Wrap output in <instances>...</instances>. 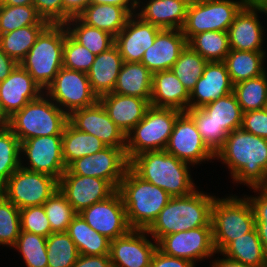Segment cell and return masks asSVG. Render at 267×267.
I'll use <instances>...</instances> for the list:
<instances>
[{"mask_svg": "<svg viewBox=\"0 0 267 267\" xmlns=\"http://www.w3.org/2000/svg\"><path fill=\"white\" fill-rule=\"evenodd\" d=\"M215 158L227 165L235 183L267 186V139L238 128L229 133Z\"/></svg>", "mask_w": 267, "mask_h": 267, "instance_id": "cell-1", "label": "cell"}, {"mask_svg": "<svg viewBox=\"0 0 267 267\" xmlns=\"http://www.w3.org/2000/svg\"><path fill=\"white\" fill-rule=\"evenodd\" d=\"M190 166L165 150L141 153L129 164L139 177L165 190L171 197L187 196L197 189L188 170Z\"/></svg>", "mask_w": 267, "mask_h": 267, "instance_id": "cell-2", "label": "cell"}, {"mask_svg": "<svg viewBox=\"0 0 267 267\" xmlns=\"http://www.w3.org/2000/svg\"><path fill=\"white\" fill-rule=\"evenodd\" d=\"M216 196L196 189L183 197H171L146 230L158 242L163 236L211 225V209Z\"/></svg>", "mask_w": 267, "mask_h": 267, "instance_id": "cell-3", "label": "cell"}, {"mask_svg": "<svg viewBox=\"0 0 267 267\" xmlns=\"http://www.w3.org/2000/svg\"><path fill=\"white\" fill-rule=\"evenodd\" d=\"M117 191L122 197L129 226L137 230H147L171 198L165 190L143 180L130 167Z\"/></svg>", "mask_w": 267, "mask_h": 267, "instance_id": "cell-4", "label": "cell"}, {"mask_svg": "<svg viewBox=\"0 0 267 267\" xmlns=\"http://www.w3.org/2000/svg\"><path fill=\"white\" fill-rule=\"evenodd\" d=\"M67 123L68 114L43 93L8 118L6 126L23 142L40 136L63 135Z\"/></svg>", "mask_w": 267, "mask_h": 267, "instance_id": "cell-5", "label": "cell"}, {"mask_svg": "<svg viewBox=\"0 0 267 267\" xmlns=\"http://www.w3.org/2000/svg\"><path fill=\"white\" fill-rule=\"evenodd\" d=\"M67 32L64 24H49L19 63L43 91H46L63 67V48Z\"/></svg>", "mask_w": 267, "mask_h": 267, "instance_id": "cell-6", "label": "cell"}, {"mask_svg": "<svg viewBox=\"0 0 267 267\" xmlns=\"http://www.w3.org/2000/svg\"><path fill=\"white\" fill-rule=\"evenodd\" d=\"M226 198L215 197L211 209L213 244L221 253L233 240L256 228L254 213L248 198L235 194Z\"/></svg>", "mask_w": 267, "mask_h": 267, "instance_id": "cell-7", "label": "cell"}, {"mask_svg": "<svg viewBox=\"0 0 267 267\" xmlns=\"http://www.w3.org/2000/svg\"><path fill=\"white\" fill-rule=\"evenodd\" d=\"M182 111L175 108L150 107L144 118L126 135V156L129 162L148 151L165 150L174 123Z\"/></svg>", "mask_w": 267, "mask_h": 267, "instance_id": "cell-8", "label": "cell"}, {"mask_svg": "<svg viewBox=\"0 0 267 267\" xmlns=\"http://www.w3.org/2000/svg\"><path fill=\"white\" fill-rule=\"evenodd\" d=\"M58 189V179L20 166L0 187V193L20 210L43 205Z\"/></svg>", "mask_w": 267, "mask_h": 267, "instance_id": "cell-9", "label": "cell"}, {"mask_svg": "<svg viewBox=\"0 0 267 267\" xmlns=\"http://www.w3.org/2000/svg\"><path fill=\"white\" fill-rule=\"evenodd\" d=\"M251 0H205L188 6L182 30L188 42L194 35L206 31H228L235 16Z\"/></svg>", "mask_w": 267, "mask_h": 267, "instance_id": "cell-10", "label": "cell"}, {"mask_svg": "<svg viewBox=\"0 0 267 267\" xmlns=\"http://www.w3.org/2000/svg\"><path fill=\"white\" fill-rule=\"evenodd\" d=\"M44 92L68 115L80 108L94 105L98 96L92 91L88 75L62 67Z\"/></svg>", "mask_w": 267, "mask_h": 267, "instance_id": "cell-11", "label": "cell"}, {"mask_svg": "<svg viewBox=\"0 0 267 267\" xmlns=\"http://www.w3.org/2000/svg\"><path fill=\"white\" fill-rule=\"evenodd\" d=\"M129 164L125 149L107 146L95 154L76 159L67 167L63 175L101 178L118 189Z\"/></svg>", "mask_w": 267, "mask_h": 267, "instance_id": "cell-12", "label": "cell"}, {"mask_svg": "<svg viewBox=\"0 0 267 267\" xmlns=\"http://www.w3.org/2000/svg\"><path fill=\"white\" fill-rule=\"evenodd\" d=\"M157 248L166 255L184 258L195 264L216 254L212 226H201L163 236Z\"/></svg>", "mask_w": 267, "mask_h": 267, "instance_id": "cell-13", "label": "cell"}, {"mask_svg": "<svg viewBox=\"0 0 267 267\" xmlns=\"http://www.w3.org/2000/svg\"><path fill=\"white\" fill-rule=\"evenodd\" d=\"M165 151L192 166L215 160V154L202 140L194 120L186 112L177 117Z\"/></svg>", "mask_w": 267, "mask_h": 267, "instance_id": "cell-14", "label": "cell"}, {"mask_svg": "<svg viewBox=\"0 0 267 267\" xmlns=\"http://www.w3.org/2000/svg\"><path fill=\"white\" fill-rule=\"evenodd\" d=\"M28 160L21 167L60 179L67 167L62 156V135L40 136L21 142V155ZM26 165V166H24Z\"/></svg>", "mask_w": 267, "mask_h": 267, "instance_id": "cell-15", "label": "cell"}, {"mask_svg": "<svg viewBox=\"0 0 267 267\" xmlns=\"http://www.w3.org/2000/svg\"><path fill=\"white\" fill-rule=\"evenodd\" d=\"M79 214L91 228L111 241L131 230L123 200L118 191L106 200L83 209Z\"/></svg>", "mask_w": 267, "mask_h": 267, "instance_id": "cell-16", "label": "cell"}, {"mask_svg": "<svg viewBox=\"0 0 267 267\" xmlns=\"http://www.w3.org/2000/svg\"><path fill=\"white\" fill-rule=\"evenodd\" d=\"M68 122L79 131L96 136L107 146L126 148V135L110 119L99 100L94 105L72 111Z\"/></svg>", "mask_w": 267, "mask_h": 267, "instance_id": "cell-17", "label": "cell"}, {"mask_svg": "<svg viewBox=\"0 0 267 267\" xmlns=\"http://www.w3.org/2000/svg\"><path fill=\"white\" fill-rule=\"evenodd\" d=\"M258 13L267 15V10L253 0L248 1L237 13L228 29L230 49L265 51L264 27L259 21Z\"/></svg>", "mask_w": 267, "mask_h": 267, "instance_id": "cell-18", "label": "cell"}, {"mask_svg": "<svg viewBox=\"0 0 267 267\" xmlns=\"http://www.w3.org/2000/svg\"><path fill=\"white\" fill-rule=\"evenodd\" d=\"M146 230L131 229L127 234L111 241L109 256L113 267H150L157 249Z\"/></svg>", "mask_w": 267, "mask_h": 267, "instance_id": "cell-19", "label": "cell"}, {"mask_svg": "<svg viewBox=\"0 0 267 267\" xmlns=\"http://www.w3.org/2000/svg\"><path fill=\"white\" fill-rule=\"evenodd\" d=\"M59 190L77 213L112 196L117 189L107 180L79 175H62Z\"/></svg>", "mask_w": 267, "mask_h": 267, "instance_id": "cell-20", "label": "cell"}, {"mask_svg": "<svg viewBox=\"0 0 267 267\" xmlns=\"http://www.w3.org/2000/svg\"><path fill=\"white\" fill-rule=\"evenodd\" d=\"M44 91L32 76L20 65L0 82V106L4 115L10 118L20 111L29 101L39 98Z\"/></svg>", "mask_w": 267, "mask_h": 267, "instance_id": "cell-21", "label": "cell"}, {"mask_svg": "<svg viewBox=\"0 0 267 267\" xmlns=\"http://www.w3.org/2000/svg\"><path fill=\"white\" fill-rule=\"evenodd\" d=\"M160 27L143 21L133 14L125 27L115 36L123 62H141L144 52L153 45Z\"/></svg>", "mask_w": 267, "mask_h": 267, "instance_id": "cell-22", "label": "cell"}, {"mask_svg": "<svg viewBox=\"0 0 267 267\" xmlns=\"http://www.w3.org/2000/svg\"><path fill=\"white\" fill-rule=\"evenodd\" d=\"M233 86L224 61L208 62L203 74L190 92L189 109L202 108L232 93Z\"/></svg>", "mask_w": 267, "mask_h": 267, "instance_id": "cell-23", "label": "cell"}, {"mask_svg": "<svg viewBox=\"0 0 267 267\" xmlns=\"http://www.w3.org/2000/svg\"><path fill=\"white\" fill-rule=\"evenodd\" d=\"M186 45L187 41L181 29H161L153 45L144 52L141 63L152 74L169 70Z\"/></svg>", "mask_w": 267, "mask_h": 267, "instance_id": "cell-24", "label": "cell"}, {"mask_svg": "<svg viewBox=\"0 0 267 267\" xmlns=\"http://www.w3.org/2000/svg\"><path fill=\"white\" fill-rule=\"evenodd\" d=\"M100 103L110 119L127 135L145 116L151 107L146 99L116 94L114 92L99 97Z\"/></svg>", "mask_w": 267, "mask_h": 267, "instance_id": "cell-25", "label": "cell"}, {"mask_svg": "<svg viewBox=\"0 0 267 267\" xmlns=\"http://www.w3.org/2000/svg\"><path fill=\"white\" fill-rule=\"evenodd\" d=\"M190 93L171 69L153 73L150 105L156 108L189 109Z\"/></svg>", "mask_w": 267, "mask_h": 267, "instance_id": "cell-26", "label": "cell"}, {"mask_svg": "<svg viewBox=\"0 0 267 267\" xmlns=\"http://www.w3.org/2000/svg\"><path fill=\"white\" fill-rule=\"evenodd\" d=\"M137 0V12L143 21L161 29H182L186 20L188 6L180 0ZM142 4V8L141 5ZM140 7V8H139Z\"/></svg>", "mask_w": 267, "mask_h": 267, "instance_id": "cell-27", "label": "cell"}, {"mask_svg": "<svg viewBox=\"0 0 267 267\" xmlns=\"http://www.w3.org/2000/svg\"><path fill=\"white\" fill-rule=\"evenodd\" d=\"M122 64V56L115 44L108 50L95 56V60L87 75L91 89L98 98L113 92Z\"/></svg>", "mask_w": 267, "mask_h": 267, "instance_id": "cell-28", "label": "cell"}, {"mask_svg": "<svg viewBox=\"0 0 267 267\" xmlns=\"http://www.w3.org/2000/svg\"><path fill=\"white\" fill-rule=\"evenodd\" d=\"M153 74L141 62H123L113 92L150 102Z\"/></svg>", "mask_w": 267, "mask_h": 267, "instance_id": "cell-29", "label": "cell"}, {"mask_svg": "<svg viewBox=\"0 0 267 267\" xmlns=\"http://www.w3.org/2000/svg\"><path fill=\"white\" fill-rule=\"evenodd\" d=\"M130 16L118 5L90 4L77 17L88 26L104 30L115 37L125 27Z\"/></svg>", "mask_w": 267, "mask_h": 267, "instance_id": "cell-30", "label": "cell"}, {"mask_svg": "<svg viewBox=\"0 0 267 267\" xmlns=\"http://www.w3.org/2000/svg\"><path fill=\"white\" fill-rule=\"evenodd\" d=\"M265 59L266 51H239L231 49L224 63L233 85L264 74L266 72L263 65Z\"/></svg>", "mask_w": 267, "mask_h": 267, "instance_id": "cell-31", "label": "cell"}, {"mask_svg": "<svg viewBox=\"0 0 267 267\" xmlns=\"http://www.w3.org/2000/svg\"><path fill=\"white\" fill-rule=\"evenodd\" d=\"M66 233L80 255L109 254L111 240L91 228L79 213L69 224Z\"/></svg>", "mask_w": 267, "mask_h": 267, "instance_id": "cell-32", "label": "cell"}, {"mask_svg": "<svg viewBox=\"0 0 267 267\" xmlns=\"http://www.w3.org/2000/svg\"><path fill=\"white\" fill-rule=\"evenodd\" d=\"M106 147L96 136L77 130L69 122L66 124L62 135V156L66 167L76 159L95 154Z\"/></svg>", "mask_w": 267, "mask_h": 267, "instance_id": "cell-33", "label": "cell"}, {"mask_svg": "<svg viewBox=\"0 0 267 267\" xmlns=\"http://www.w3.org/2000/svg\"><path fill=\"white\" fill-rule=\"evenodd\" d=\"M220 254L249 266H267V256L256 228L233 240Z\"/></svg>", "mask_w": 267, "mask_h": 267, "instance_id": "cell-34", "label": "cell"}, {"mask_svg": "<svg viewBox=\"0 0 267 267\" xmlns=\"http://www.w3.org/2000/svg\"><path fill=\"white\" fill-rule=\"evenodd\" d=\"M64 25L68 33L94 55H99L108 50L115 43L113 35L104 30L88 26L78 17L70 18Z\"/></svg>", "mask_w": 267, "mask_h": 267, "instance_id": "cell-35", "label": "cell"}, {"mask_svg": "<svg viewBox=\"0 0 267 267\" xmlns=\"http://www.w3.org/2000/svg\"><path fill=\"white\" fill-rule=\"evenodd\" d=\"M48 25H29L0 35L2 50L16 63H20L31 47L35 44L40 33Z\"/></svg>", "mask_w": 267, "mask_h": 267, "instance_id": "cell-36", "label": "cell"}, {"mask_svg": "<svg viewBox=\"0 0 267 267\" xmlns=\"http://www.w3.org/2000/svg\"><path fill=\"white\" fill-rule=\"evenodd\" d=\"M187 44L208 62L224 61L230 52L228 31H206L194 35Z\"/></svg>", "mask_w": 267, "mask_h": 267, "instance_id": "cell-37", "label": "cell"}, {"mask_svg": "<svg viewBox=\"0 0 267 267\" xmlns=\"http://www.w3.org/2000/svg\"><path fill=\"white\" fill-rule=\"evenodd\" d=\"M233 94L243 113L267 108V71L259 77L235 84Z\"/></svg>", "mask_w": 267, "mask_h": 267, "instance_id": "cell-38", "label": "cell"}, {"mask_svg": "<svg viewBox=\"0 0 267 267\" xmlns=\"http://www.w3.org/2000/svg\"><path fill=\"white\" fill-rule=\"evenodd\" d=\"M201 109L229 133L242 127L243 111L233 92L218 98Z\"/></svg>", "mask_w": 267, "mask_h": 267, "instance_id": "cell-39", "label": "cell"}, {"mask_svg": "<svg viewBox=\"0 0 267 267\" xmlns=\"http://www.w3.org/2000/svg\"><path fill=\"white\" fill-rule=\"evenodd\" d=\"M34 5H0V35L29 25H49Z\"/></svg>", "mask_w": 267, "mask_h": 267, "instance_id": "cell-40", "label": "cell"}, {"mask_svg": "<svg viewBox=\"0 0 267 267\" xmlns=\"http://www.w3.org/2000/svg\"><path fill=\"white\" fill-rule=\"evenodd\" d=\"M21 142L5 125L0 126V187L23 164Z\"/></svg>", "mask_w": 267, "mask_h": 267, "instance_id": "cell-41", "label": "cell"}, {"mask_svg": "<svg viewBox=\"0 0 267 267\" xmlns=\"http://www.w3.org/2000/svg\"><path fill=\"white\" fill-rule=\"evenodd\" d=\"M207 63V60L187 44L171 70L190 93L203 74Z\"/></svg>", "mask_w": 267, "mask_h": 267, "instance_id": "cell-42", "label": "cell"}, {"mask_svg": "<svg viewBox=\"0 0 267 267\" xmlns=\"http://www.w3.org/2000/svg\"><path fill=\"white\" fill-rule=\"evenodd\" d=\"M46 248L48 267H72L80 255L66 232L51 233L47 237Z\"/></svg>", "mask_w": 267, "mask_h": 267, "instance_id": "cell-43", "label": "cell"}, {"mask_svg": "<svg viewBox=\"0 0 267 267\" xmlns=\"http://www.w3.org/2000/svg\"><path fill=\"white\" fill-rule=\"evenodd\" d=\"M46 241V237L21 231L13 248L22 254L27 267H48Z\"/></svg>", "mask_w": 267, "mask_h": 267, "instance_id": "cell-44", "label": "cell"}, {"mask_svg": "<svg viewBox=\"0 0 267 267\" xmlns=\"http://www.w3.org/2000/svg\"><path fill=\"white\" fill-rule=\"evenodd\" d=\"M186 113L194 120L197 130L207 147L216 154L223 146L229 132L214 122L201 108L188 109Z\"/></svg>", "mask_w": 267, "mask_h": 267, "instance_id": "cell-45", "label": "cell"}, {"mask_svg": "<svg viewBox=\"0 0 267 267\" xmlns=\"http://www.w3.org/2000/svg\"><path fill=\"white\" fill-rule=\"evenodd\" d=\"M43 207L53 233L66 232L78 214L59 189L43 204Z\"/></svg>", "mask_w": 267, "mask_h": 267, "instance_id": "cell-46", "label": "cell"}, {"mask_svg": "<svg viewBox=\"0 0 267 267\" xmlns=\"http://www.w3.org/2000/svg\"><path fill=\"white\" fill-rule=\"evenodd\" d=\"M20 232V210L0 193V245L13 247Z\"/></svg>", "mask_w": 267, "mask_h": 267, "instance_id": "cell-47", "label": "cell"}, {"mask_svg": "<svg viewBox=\"0 0 267 267\" xmlns=\"http://www.w3.org/2000/svg\"><path fill=\"white\" fill-rule=\"evenodd\" d=\"M95 56L78 43L68 32L66 33L63 48L64 68L87 73L91 69Z\"/></svg>", "mask_w": 267, "mask_h": 267, "instance_id": "cell-48", "label": "cell"}, {"mask_svg": "<svg viewBox=\"0 0 267 267\" xmlns=\"http://www.w3.org/2000/svg\"><path fill=\"white\" fill-rule=\"evenodd\" d=\"M20 219L21 231H27L46 238L53 233L43 205L20 209Z\"/></svg>", "mask_w": 267, "mask_h": 267, "instance_id": "cell-49", "label": "cell"}, {"mask_svg": "<svg viewBox=\"0 0 267 267\" xmlns=\"http://www.w3.org/2000/svg\"><path fill=\"white\" fill-rule=\"evenodd\" d=\"M242 128L251 134L267 139V108L243 113Z\"/></svg>", "mask_w": 267, "mask_h": 267, "instance_id": "cell-50", "label": "cell"}, {"mask_svg": "<svg viewBox=\"0 0 267 267\" xmlns=\"http://www.w3.org/2000/svg\"><path fill=\"white\" fill-rule=\"evenodd\" d=\"M38 14L50 24H63L62 0H33Z\"/></svg>", "mask_w": 267, "mask_h": 267, "instance_id": "cell-51", "label": "cell"}, {"mask_svg": "<svg viewBox=\"0 0 267 267\" xmlns=\"http://www.w3.org/2000/svg\"><path fill=\"white\" fill-rule=\"evenodd\" d=\"M257 196L245 195L252 207L256 224H267V186L253 187Z\"/></svg>", "mask_w": 267, "mask_h": 267, "instance_id": "cell-52", "label": "cell"}, {"mask_svg": "<svg viewBox=\"0 0 267 267\" xmlns=\"http://www.w3.org/2000/svg\"><path fill=\"white\" fill-rule=\"evenodd\" d=\"M150 267H196L190 260L169 256L158 248L153 254Z\"/></svg>", "mask_w": 267, "mask_h": 267, "instance_id": "cell-53", "label": "cell"}, {"mask_svg": "<svg viewBox=\"0 0 267 267\" xmlns=\"http://www.w3.org/2000/svg\"><path fill=\"white\" fill-rule=\"evenodd\" d=\"M72 267H113L109 254L79 255Z\"/></svg>", "mask_w": 267, "mask_h": 267, "instance_id": "cell-54", "label": "cell"}, {"mask_svg": "<svg viewBox=\"0 0 267 267\" xmlns=\"http://www.w3.org/2000/svg\"><path fill=\"white\" fill-rule=\"evenodd\" d=\"M63 3V24L70 18L77 17L86 7L91 4V0H62Z\"/></svg>", "mask_w": 267, "mask_h": 267, "instance_id": "cell-55", "label": "cell"}, {"mask_svg": "<svg viewBox=\"0 0 267 267\" xmlns=\"http://www.w3.org/2000/svg\"><path fill=\"white\" fill-rule=\"evenodd\" d=\"M17 64L0 46V82L4 81L10 75Z\"/></svg>", "mask_w": 267, "mask_h": 267, "instance_id": "cell-56", "label": "cell"}, {"mask_svg": "<svg viewBox=\"0 0 267 267\" xmlns=\"http://www.w3.org/2000/svg\"><path fill=\"white\" fill-rule=\"evenodd\" d=\"M91 4H110L123 7L130 15L137 12V0H91Z\"/></svg>", "mask_w": 267, "mask_h": 267, "instance_id": "cell-57", "label": "cell"}, {"mask_svg": "<svg viewBox=\"0 0 267 267\" xmlns=\"http://www.w3.org/2000/svg\"><path fill=\"white\" fill-rule=\"evenodd\" d=\"M223 257L224 258H222V259L217 257V259L215 258L214 261L212 260L211 267H253V266H249V265H246L244 263H241V262L231 260L225 256H223Z\"/></svg>", "mask_w": 267, "mask_h": 267, "instance_id": "cell-58", "label": "cell"}, {"mask_svg": "<svg viewBox=\"0 0 267 267\" xmlns=\"http://www.w3.org/2000/svg\"><path fill=\"white\" fill-rule=\"evenodd\" d=\"M256 229L262 243L264 252L267 256V224H256Z\"/></svg>", "mask_w": 267, "mask_h": 267, "instance_id": "cell-59", "label": "cell"}, {"mask_svg": "<svg viewBox=\"0 0 267 267\" xmlns=\"http://www.w3.org/2000/svg\"><path fill=\"white\" fill-rule=\"evenodd\" d=\"M0 5H33V0H0Z\"/></svg>", "mask_w": 267, "mask_h": 267, "instance_id": "cell-60", "label": "cell"}, {"mask_svg": "<svg viewBox=\"0 0 267 267\" xmlns=\"http://www.w3.org/2000/svg\"><path fill=\"white\" fill-rule=\"evenodd\" d=\"M8 118L4 115L2 108L0 106V126L7 125Z\"/></svg>", "mask_w": 267, "mask_h": 267, "instance_id": "cell-61", "label": "cell"}, {"mask_svg": "<svg viewBox=\"0 0 267 267\" xmlns=\"http://www.w3.org/2000/svg\"><path fill=\"white\" fill-rule=\"evenodd\" d=\"M183 3H185L187 6H191V5H196V4H200L205 0H180Z\"/></svg>", "mask_w": 267, "mask_h": 267, "instance_id": "cell-62", "label": "cell"}, {"mask_svg": "<svg viewBox=\"0 0 267 267\" xmlns=\"http://www.w3.org/2000/svg\"><path fill=\"white\" fill-rule=\"evenodd\" d=\"M256 4L264 7L267 10V0H253Z\"/></svg>", "mask_w": 267, "mask_h": 267, "instance_id": "cell-63", "label": "cell"}]
</instances>
